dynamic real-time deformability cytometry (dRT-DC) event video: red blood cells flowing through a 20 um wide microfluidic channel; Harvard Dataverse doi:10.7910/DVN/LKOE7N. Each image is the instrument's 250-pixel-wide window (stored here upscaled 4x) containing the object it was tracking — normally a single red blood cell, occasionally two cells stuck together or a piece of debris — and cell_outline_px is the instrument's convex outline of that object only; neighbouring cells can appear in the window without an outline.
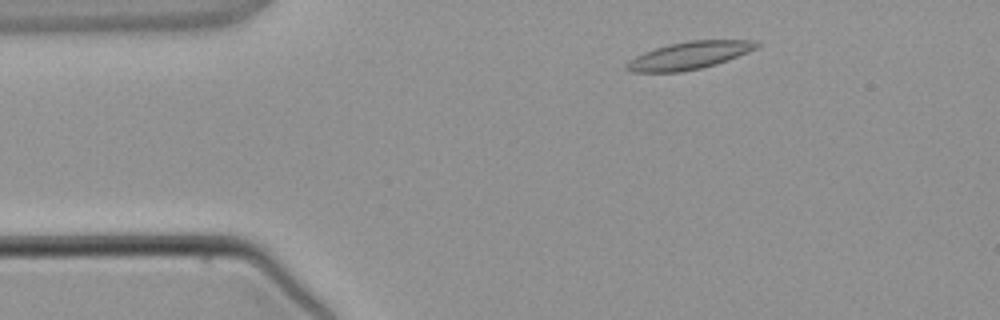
{"species": "common noctule bat (a hibernating species)", "species_latin": "Nyctalus noctula", "temperature_condition": "warm", "stored_images_in_passage": 2, "camera_frame_rate_fps": 3000, "um_per_image_px": 0.085, "animal": {"sex": "male", "body_mass_g": 21.5, "forearm_length_mm": 52.0}, "frame": {"image": 1, "passage_image": 1, "time_ms": 0.0, "image_size_px": [1000, 320], "cell_outline_px": [[760, 44], [756, 48], [748, 52], [728, 60], [716, 64], [700, 68], [680, 72], [632, 72], [624, 68], [624, 64], [628, 60], [644, 52], [668, 44], [688, 40], [756, 40]], "centroid_in_image_um": [58.56, 4.71], "position_along_channel_um": 26.4, "area_um2": 20.92}}